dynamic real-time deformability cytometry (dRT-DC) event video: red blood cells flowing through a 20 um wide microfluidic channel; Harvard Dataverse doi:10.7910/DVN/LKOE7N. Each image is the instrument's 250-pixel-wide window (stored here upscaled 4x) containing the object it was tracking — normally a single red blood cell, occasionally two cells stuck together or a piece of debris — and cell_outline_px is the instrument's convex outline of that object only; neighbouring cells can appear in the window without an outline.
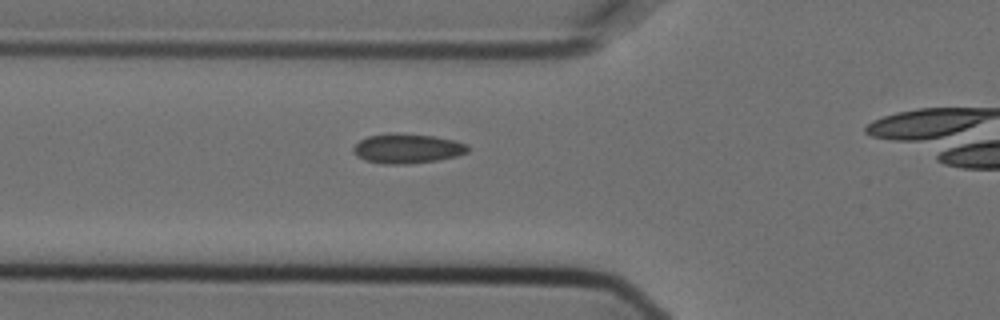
{"species": "Egyptian fruit bat (a non-hibernating species)", "species_latin": "Rousettus aegyptiacus", "temperature_condition": "cold", "stored_images_in_passage": 4, "camera_frame_rate_fps": 3000, "um_per_image_px": 0.085, "animal": {"sex": "female"}, "frame": {"image": 1, "passage_image": 4, "time_ms": 1.0, "image_size_px": [1000, 320], "cell_outline_px": [[468, 152], [456, 156], [436, 160], [408, 164], [384, 164], [364, 160], [356, 156], [352, 152], [352, 148], [360, 140], [368, 136], [388, 132], [432, 136], [452, 140], [468, 144]], "centroid_in_image_um": [34.56, 12.62], "position_along_channel_um": 91.2, "area_um2": 19.77}}